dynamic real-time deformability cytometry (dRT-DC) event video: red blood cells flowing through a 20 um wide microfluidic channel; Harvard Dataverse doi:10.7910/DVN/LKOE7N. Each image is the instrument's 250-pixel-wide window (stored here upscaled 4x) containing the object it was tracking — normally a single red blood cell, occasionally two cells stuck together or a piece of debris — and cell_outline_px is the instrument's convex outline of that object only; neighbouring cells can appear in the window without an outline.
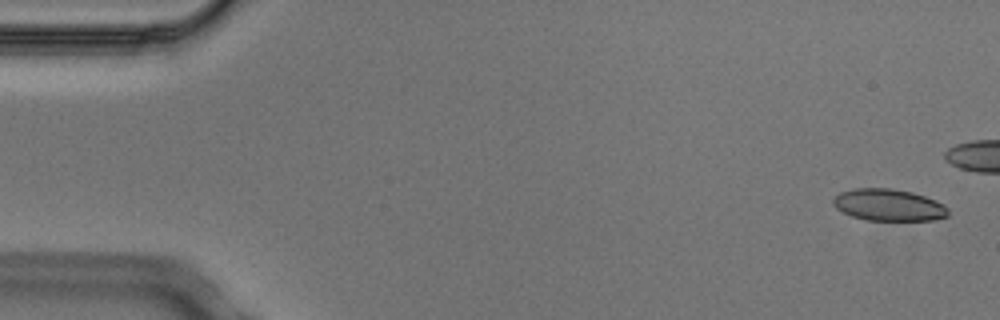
{"species": "Egyptian fruit bat (a non-hibernating species)", "species_latin": "Rousettus aegyptiacus", "temperature_condition": "cold", "stored_images_in_passage": 6, "camera_frame_rate_fps": 3000, "um_per_image_px": 0.085, "animal": {"sex": "male"}, "frame": {"image": 1, "passage_image": 1, "time_ms": 0.0, "image_size_px": [1000, 320], "cell_outline_px": [[948, 216], [932, 220], [864, 220], [852, 216], [836, 208], [832, 204], [832, 200], [840, 192], [856, 188], [892, 188], [912, 192], [936, 200], [944, 204], [948, 208]], "centroid_in_image_um": [75.54, 17.42], "position_along_channel_um": 9.5, "area_um2": 21.39}}